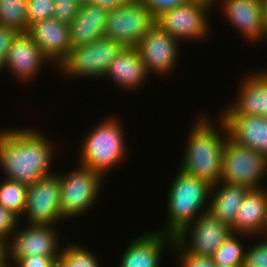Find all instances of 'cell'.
Wrapping results in <instances>:
<instances>
[{
	"label": "cell",
	"instance_id": "d4e9b609",
	"mask_svg": "<svg viewBox=\"0 0 267 267\" xmlns=\"http://www.w3.org/2000/svg\"><path fill=\"white\" fill-rule=\"evenodd\" d=\"M28 185L3 178L0 181V204L14 214L20 222L26 206Z\"/></svg>",
	"mask_w": 267,
	"mask_h": 267
},
{
	"label": "cell",
	"instance_id": "484cf974",
	"mask_svg": "<svg viewBox=\"0 0 267 267\" xmlns=\"http://www.w3.org/2000/svg\"><path fill=\"white\" fill-rule=\"evenodd\" d=\"M27 2L28 0H0V25L27 33Z\"/></svg>",
	"mask_w": 267,
	"mask_h": 267
},
{
	"label": "cell",
	"instance_id": "ffe728a7",
	"mask_svg": "<svg viewBox=\"0 0 267 267\" xmlns=\"http://www.w3.org/2000/svg\"><path fill=\"white\" fill-rule=\"evenodd\" d=\"M148 74L138 50L135 47H125L110 63L103 79H111V82L114 81L119 86L117 88L133 93L144 86L150 76Z\"/></svg>",
	"mask_w": 267,
	"mask_h": 267
},
{
	"label": "cell",
	"instance_id": "d590c367",
	"mask_svg": "<svg viewBox=\"0 0 267 267\" xmlns=\"http://www.w3.org/2000/svg\"><path fill=\"white\" fill-rule=\"evenodd\" d=\"M129 0H94L93 4L99 5L100 7L111 11L117 7L123 6Z\"/></svg>",
	"mask_w": 267,
	"mask_h": 267
},
{
	"label": "cell",
	"instance_id": "7402d4cb",
	"mask_svg": "<svg viewBox=\"0 0 267 267\" xmlns=\"http://www.w3.org/2000/svg\"><path fill=\"white\" fill-rule=\"evenodd\" d=\"M109 11L99 5H80L79 12L69 24L71 47L86 46L104 36Z\"/></svg>",
	"mask_w": 267,
	"mask_h": 267
},
{
	"label": "cell",
	"instance_id": "5bb4252c",
	"mask_svg": "<svg viewBox=\"0 0 267 267\" xmlns=\"http://www.w3.org/2000/svg\"><path fill=\"white\" fill-rule=\"evenodd\" d=\"M247 74V75H246ZM241 77L236 99L220 115H261L267 117V69L253 70Z\"/></svg>",
	"mask_w": 267,
	"mask_h": 267
},
{
	"label": "cell",
	"instance_id": "5b68a950",
	"mask_svg": "<svg viewBox=\"0 0 267 267\" xmlns=\"http://www.w3.org/2000/svg\"><path fill=\"white\" fill-rule=\"evenodd\" d=\"M60 184V210L63 221L88 213L102 191L105 177L78 163L73 171L58 173ZM103 183V184H102Z\"/></svg>",
	"mask_w": 267,
	"mask_h": 267
},
{
	"label": "cell",
	"instance_id": "d6a6232c",
	"mask_svg": "<svg viewBox=\"0 0 267 267\" xmlns=\"http://www.w3.org/2000/svg\"><path fill=\"white\" fill-rule=\"evenodd\" d=\"M60 256L32 255L18 259L12 267H58Z\"/></svg>",
	"mask_w": 267,
	"mask_h": 267
},
{
	"label": "cell",
	"instance_id": "ba28073f",
	"mask_svg": "<svg viewBox=\"0 0 267 267\" xmlns=\"http://www.w3.org/2000/svg\"><path fill=\"white\" fill-rule=\"evenodd\" d=\"M267 175V158L251 148L227 138L222 154L220 181L237 184L250 190L259 189Z\"/></svg>",
	"mask_w": 267,
	"mask_h": 267
},
{
	"label": "cell",
	"instance_id": "4316f807",
	"mask_svg": "<svg viewBox=\"0 0 267 267\" xmlns=\"http://www.w3.org/2000/svg\"><path fill=\"white\" fill-rule=\"evenodd\" d=\"M81 246L78 243L63 245L58 267H101L95 253Z\"/></svg>",
	"mask_w": 267,
	"mask_h": 267
},
{
	"label": "cell",
	"instance_id": "f35d334b",
	"mask_svg": "<svg viewBox=\"0 0 267 267\" xmlns=\"http://www.w3.org/2000/svg\"><path fill=\"white\" fill-rule=\"evenodd\" d=\"M261 235L263 236V240L267 241V218L265 220V224H264L263 230H262V232H261L259 237H261Z\"/></svg>",
	"mask_w": 267,
	"mask_h": 267
},
{
	"label": "cell",
	"instance_id": "f546056e",
	"mask_svg": "<svg viewBox=\"0 0 267 267\" xmlns=\"http://www.w3.org/2000/svg\"><path fill=\"white\" fill-rule=\"evenodd\" d=\"M260 238L246 246L243 267H267V241Z\"/></svg>",
	"mask_w": 267,
	"mask_h": 267
},
{
	"label": "cell",
	"instance_id": "603a6c76",
	"mask_svg": "<svg viewBox=\"0 0 267 267\" xmlns=\"http://www.w3.org/2000/svg\"><path fill=\"white\" fill-rule=\"evenodd\" d=\"M249 190L244 186L219 181L212 186L208 212L231 228L235 223L237 211Z\"/></svg>",
	"mask_w": 267,
	"mask_h": 267
},
{
	"label": "cell",
	"instance_id": "277c9868",
	"mask_svg": "<svg viewBox=\"0 0 267 267\" xmlns=\"http://www.w3.org/2000/svg\"><path fill=\"white\" fill-rule=\"evenodd\" d=\"M112 115L91 128L84 135L79 150L78 163L102 174L104 177L111 169L122 165L128 152L126 132L121 118ZM120 121V122H119ZM126 156V157H125Z\"/></svg>",
	"mask_w": 267,
	"mask_h": 267
},
{
	"label": "cell",
	"instance_id": "4dcf8cb0",
	"mask_svg": "<svg viewBox=\"0 0 267 267\" xmlns=\"http://www.w3.org/2000/svg\"><path fill=\"white\" fill-rule=\"evenodd\" d=\"M54 2L53 18L69 25L77 16L80 3L78 0H54Z\"/></svg>",
	"mask_w": 267,
	"mask_h": 267
},
{
	"label": "cell",
	"instance_id": "60d3db41",
	"mask_svg": "<svg viewBox=\"0 0 267 267\" xmlns=\"http://www.w3.org/2000/svg\"><path fill=\"white\" fill-rule=\"evenodd\" d=\"M207 1L213 3L214 6H216L218 4L217 2H219L220 0H207Z\"/></svg>",
	"mask_w": 267,
	"mask_h": 267
},
{
	"label": "cell",
	"instance_id": "ac0fdd59",
	"mask_svg": "<svg viewBox=\"0 0 267 267\" xmlns=\"http://www.w3.org/2000/svg\"><path fill=\"white\" fill-rule=\"evenodd\" d=\"M223 15L251 44L263 41L262 0H222Z\"/></svg>",
	"mask_w": 267,
	"mask_h": 267
},
{
	"label": "cell",
	"instance_id": "e575fe53",
	"mask_svg": "<svg viewBox=\"0 0 267 267\" xmlns=\"http://www.w3.org/2000/svg\"><path fill=\"white\" fill-rule=\"evenodd\" d=\"M190 0H141L142 4L151 12L156 19L163 12L183 5Z\"/></svg>",
	"mask_w": 267,
	"mask_h": 267
},
{
	"label": "cell",
	"instance_id": "2e32d148",
	"mask_svg": "<svg viewBox=\"0 0 267 267\" xmlns=\"http://www.w3.org/2000/svg\"><path fill=\"white\" fill-rule=\"evenodd\" d=\"M49 63L32 38L27 33H19L8 50L4 69L20 82L29 84V81L40 75L38 72L41 68Z\"/></svg>",
	"mask_w": 267,
	"mask_h": 267
},
{
	"label": "cell",
	"instance_id": "f1b7e54d",
	"mask_svg": "<svg viewBox=\"0 0 267 267\" xmlns=\"http://www.w3.org/2000/svg\"><path fill=\"white\" fill-rule=\"evenodd\" d=\"M54 0H28L27 21L28 28L37 21L53 17Z\"/></svg>",
	"mask_w": 267,
	"mask_h": 267
},
{
	"label": "cell",
	"instance_id": "e0dca14e",
	"mask_svg": "<svg viewBox=\"0 0 267 267\" xmlns=\"http://www.w3.org/2000/svg\"><path fill=\"white\" fill-rule=\"evenodd\" d=\"M174 237L158 231L132 239L120 257L119 267H159L164 250L172 249Z\"/></svg>",
	"mask_w": 267,
	"mask_h": 267
},
{
	"label": "cell",
	"instance_id": "30bf717a",
	"mask_svg": "<svg viewBox=\"0 0 267 267\" xmlns=\"http://www.w3.org/2000/svg\"><path fill=\"white\" fill-rule=\"evenodd\" d=\"M20 223L19 221L8 241L9 262L12 266L18 259L27 256L61 255L63 246L59 247L61 244L59 241L61 233L57 230L59 225H22Z\"/></svg>",
	"mask_w": 267,
	"mask_h": 267
},
{
	"label": "cell",
	"instance_id": "4fadbf2b",
	"mask_svg": "<svg viewBox=\"0 0 267 267\" xmlns=\"http://www.w3.org/2000/svg\"><path fill=\"white\" fill-rule=\"evenodd\" d=\"M180 41L154 24L136 45L149 75H169L180 58ZM179 57V58H178Z\"/></svg>",
	"mask_w": 267,
	"mask_h": 267
},
{
	"label": "cell",
	"instance_id": "74e56055",
	"mask_svg": "<svg viewBox=\"0 0 267 267\" xmlns=\"http://www.w3.org/2000/svg\"><path fill=\"white\" fill-rule=\"evenodd\" d=\"M263 41L267 39V0H262Z\"/></svg>",
	"mask_w": 267,
	"mask_h": 267
},
{
	"label": "cell",
	"instance_id": "3957f363",
	"mask_svg": "<svg viewBox=\"0 0 267 267\" xmlns=\"http://www.w3.org/2000/svg\"><path fill=\"white\" fill-rule=\"evenodd\" d=\"M176 172L167 190L166 226L156 230L172 237L209 210L208 201L212 189L206 181L191 176L179 168Z\"/></svg>",
	"mask_w": 267,
	"mask_h": 267
},
{
	"label": "cell",
	"instance_id": "9c48e42d",
	"mask_svg": "<svg viewBox=\"0 0 267 267\" xmlns=\"http://www.w3.org/2000/svg\"><path fill=\"white\" fill-rule=\"evenodd\" d=\"M155 24V18L141 0H129L109 11L104 36L124 47H136Z\"/></svg>",
	"mask_w": 267,
	"mask_h": 267
},
{
	"label": "cell",
	"instance_id": "52a82bcc",
	"mask_svg": "<svg viewBox=\"0 0 267 267\" xmlns=\"http://www.w3.org/2000/svg\"><path fill=\"white\" fill-rule=\"evenodd\" d=\"M214 7V4L207 0H190L163 12L155 19V23L180 42H202L210 36L209 15Z\"/></svg>",
	"mask_w": 267,
	"mask_h": 267
},
{
	"label": "cell",
	"instance_id": "44dd1931",
	"mask_svg": "<svg viewBox=\"0 0 267 267\" xmlns=\"http://www.w3.org/2000/svg\"><path fill=\"white\" fill-rule=\"evenodd\" d=\"M267 218V189L249 190L237 211L232 233L259 238Z\"/></svg>",
	"mask_w": 267,
	"mask_h": 267
},
{
	"label": "cell",
	"instance_id": "b9f144b4",
	"mask_svg": "<svg viewBox=\"0 0 267 267\" xmlns=\"http://www.w3.org/2000/svg\"><path fill=\"white\" fill-rule=\"evenodd\" d=\"M0 267H12V265L11 264H3Z\"/></svg>",
	"mask_w": 267,
	"mask_h": 267
},
{
	"label": "cell",
	"instance_id": "8fae6325",
	"mask_svg": "<svg viewBox=\"0 0 267 267\" xmlns=\"http://www.w3.org/2000/svg\"><path fill=\"white\" fill-rule=\"evenodd\" d=\"M23 217H27L24 222L28 225H56L58 221L63 222L58 174L53 172L28 186Z\"/></svg>",
	"mask_w": 267,
	"mask_h": 267
},
{
	"label": "cell",
	"instance_id": "836d02e7",
	"mask_svg": "<svg viewBox=\"0 0 267 267\" xmlns=\"http://www.w3.org/2000/svg\"><path fill=\"white\" fill-rule=\"evenodd\" d=\"M19 219L0 204V239L9 241Z\"/></svg>",
	"mask_w": 267,
	"mask_h": 267
},
{
	"label": "cell",
	"instance_id": "1f68e13d",
	"mask_svg": "<svg viewBox=\"0 0 267 267\" xmlns=\"http://www.w3.org/2000/svg\"><path fill=\"white\" fill-rule=\"evenodd\" d=\"M19 33L14 28L0 25V71L4 70L8 50Z\"/></svg>",
	"mask_w": 267,
	"mask_h": 267
},
{
	"label": "cell",
	"instance_id": "9a60e30c",
	"mask_svg": "<svg viewBox=\"0 0 267 267\" xmlns=\"http://www.w3.org/2000/svg\"><path fill=\"white\" fill-rule=\"evenodd\" d=\"M27 34L38 45L50 65L57 70L71 50L69 25L55 18H47L30 25Z\"/></svg>",
	"mask_w": 267,
	"mask_h": 267
},
{
	"label": "cell",
	"instance_id": "7a4b0ae2",
	"mask_svg": "<svg viewBox=\"0 0 267 267\" xmlns=\"http://www.w3.org/2000/svg\"><path fill=\"white\" fill-rule=\"evenodd\" d=\"M199 114L195 116V122H192L187 134L179 169L214 186L220 181L222 154L229 137L228 130L220 117L216 120L219 123L218 128L207 113L206 116L204 113Z\"/></svg>",
	"mask_w": 267,
	"mask_h": 267
},
{
	"label": "cell",
	"instance_id": "8992f818",
	"mask_svg": "<svg viewBox=\"0 0 267 267\" xmlns=\"http://www.w3.org/2000/svg\"><path fill=\"white\" fill-rule=\"evenodd\" d=\"M124 48L121 43L103 36L86 46L71 48L57 71L72 78H103L110 63Z\"/></svg>",
	"mask_w": 267,
	"mask_h": 267
},
{
	"label": "cell",
	"instance_id": "ab89813d",
	"mask_svg": "<svg viewBox=\"0 0 267 267\" xmlns=\"http://www.w3.org/2000/svg\"><path fill=\"white\" fill-rule=\"evenodd\" d=\"M80 5H85V4H91L94 2V0H78Z\"/></svg>",
	"mask_w": 267,
	"mask_h": 267
},
{
	"label": "cell",
	"instance_id": "83f0119b",
	"mask_svg": "<svg viewBox=\"0 0 267 267\" xmlns=\"http://www.w3.org/2000/svg\"><path fill=\"white\" fill-rule=\"evenodd\" d=\"M170 251L175 252L173 256H176L179 261V267H217L213 261L212 256L196 255L190 252L184 251L175 241ZM179 257V258H178Z\"/></svg>",
	"mask_w": 267,
	"mask_h": 267
},
{
	"label": "cell",
	"instance_id": "7c38bea8",
	"mask_svg": "<svg viewBox=\"0 0 267 267\" xmlns=\"http://www.w3.org/2000/svg\"><path fill=\"white\" fill-rule=\"evenodd\" d=\"M231 234L228 225L207 211L176 235L174 241L186 252L212 256Z\"/></svg>",
	"mask_w": 267,
	"mask_h": 267
},
{
	"label": "cell",
	"instance_id": "cb8c5ba5",
	"mask_svg": "<svg viewBox=\"0 0 267 267\" xmlns=\"http://www.w3.org/2000/svg\"><path fill=\"white\" fill-rule=\"evenodd\" d=\"M243 237L250 239L251 236L232 233L213 253L212 258L217 267H243L246 250Z\"/></svg>",
	"mask_w": 267,
	"mask_h": 267
},
{
	"label": "cell",
	"instance_id": "6da1fadb",
	"mask_svg": "<svg viewBox=\"0 0 267 267\" xmlns=\"http://www.w3.org/2000/svg\"><path fill=\"white\" fill-rule=\"evenodd\" d=\"M51 142L46 134L32 127L0 130V167L4 178L29 186L52 174L56 149Z\"/></svg>",
	"mask_w": 267,
	"mask_h": 267
},
{
	"label": "cell",
	"instance_id": "d6986e66",
	"mask_svg": "<svg viewBox=\"0 0 267 267\" xmlns=\"http://www.w3.org/2000/svg\"><path fill=\"white\" fill-rule=\"evenodd\" d=\"M229 138L236 144L258 151L267 158V117L261 115H220Z\"/></svg>",
	"mask_w": 267,
	"mask_h": 267
},
{
	"label": "cell",
	"instance_id": "8d00e7d4",
	"mask_svg": "<svg viewBox=\"0 0 267 267\" xmlns=\"http://www.w3.org/2000/svg\"><path fill=\"white\" fill-rule=\"evenodd\" d=\"M3 264H10L8 241L0 239V266Z\"/></svg>",
	"mask_w": 267,
	"mask_h": 267
}]
</instances>
